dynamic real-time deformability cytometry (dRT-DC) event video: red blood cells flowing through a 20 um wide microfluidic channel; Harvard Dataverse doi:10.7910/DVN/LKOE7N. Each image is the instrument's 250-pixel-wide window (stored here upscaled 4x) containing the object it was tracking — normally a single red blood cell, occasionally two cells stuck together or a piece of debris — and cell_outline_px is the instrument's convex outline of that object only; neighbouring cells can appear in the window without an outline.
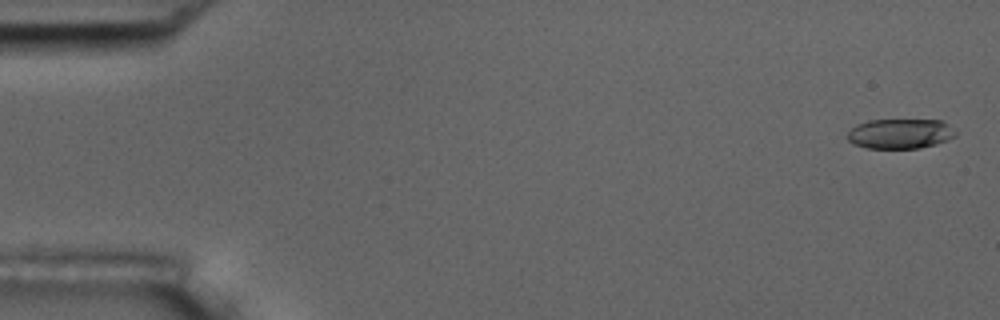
{"species": "common noctule bat (a hibernating species)", "species_latin": "Nyctalus noctula", "temperature_condition": "room temperature", "stored_images_in_passage": 6, "camera_frame_rate_fps": 3000, "um_per_image_px": 0.085, "animal": {"sex": "male", "body_mass_g": 17.5, "forearm_length_mm": 52.3}, "frame": {"image": 1, "passage_image": 1, "time_ms": 0.0, "image_size_px": [1000, 320], "cell_outline_px": [[956, 136], [948, 140], [936, 144], [920, 148], [868, 148], [852, 144], [844, 136], [856, 124], [868, 120], [940, 120], [948, 124], [956, 132]], "centroid_in_image_um": [76.48, 11.36], "position_along_channel_um": 8.5, "area_um2": 19.02}}
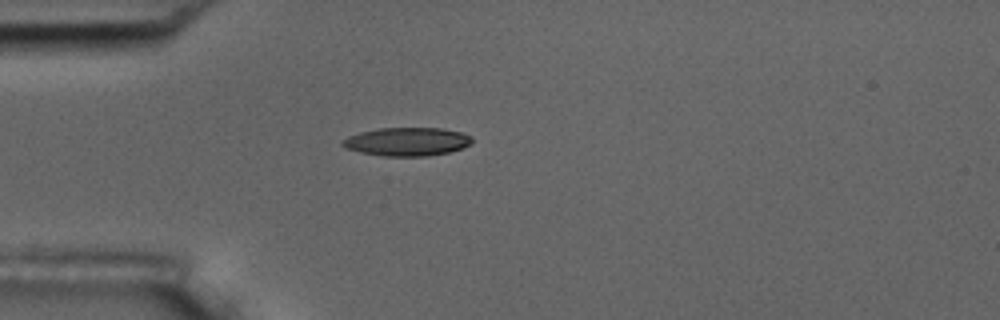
{"frame": {"image": 2, "passage_image": 4, "time_ms": 4.667, "image_size_px": [1000, 320], "cell_outline_px": [[472, 144], [464, 148], [448, 152], [428, 156], [384, 156], [360, 152], [344, 148], [340, 144], [340, 140], [348, 136], [360, 132], [380, 128], [440, 128], [460, 132], [472, 136]], "centroid_in_image_um": [34.58, 12.04], "position_along_channel_um": 50.4, "area_um2": 21.62}}